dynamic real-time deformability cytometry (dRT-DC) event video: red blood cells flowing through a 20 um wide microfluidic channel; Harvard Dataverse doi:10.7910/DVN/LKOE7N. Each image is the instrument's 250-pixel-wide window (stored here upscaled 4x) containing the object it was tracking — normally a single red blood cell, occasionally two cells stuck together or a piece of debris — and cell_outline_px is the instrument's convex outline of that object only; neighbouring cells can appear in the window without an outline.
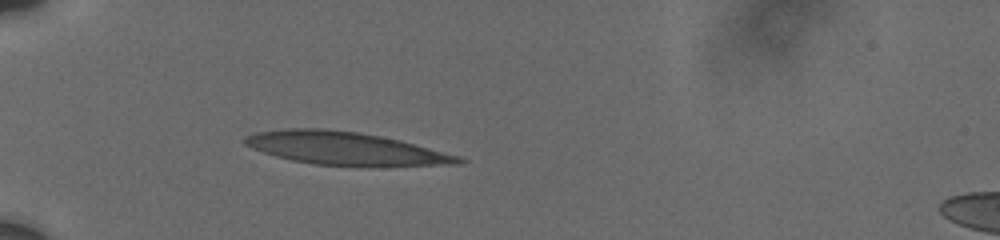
{"species": "human", "species_latin": "Homo sapiens", "temperature_condition": "cold", "stored_images_in_passage": 6, "camera_frame_rate_fps": 3000, "um_per_image_px": 0.085, "donor": {"sex": "male"}, "frame": {"image": 1, "passage_image": 4, "time_ms": 1.667, "image_size_px": [1000, 240], "cell_outline_px": [[468, 160], [464, 164], [316, 164], [292, 160], [276, 156], [252, 148], [244, 144], [240, 140], [244, 136], [256, 132], [288, 128], [324, 128], [356, 132], [380, 136], [400, 140], [460, 156]], "centroid_in_image_um": [29.26, 12.57], "position_along_channel_um": 55.7, "area_um2": 39.82}}